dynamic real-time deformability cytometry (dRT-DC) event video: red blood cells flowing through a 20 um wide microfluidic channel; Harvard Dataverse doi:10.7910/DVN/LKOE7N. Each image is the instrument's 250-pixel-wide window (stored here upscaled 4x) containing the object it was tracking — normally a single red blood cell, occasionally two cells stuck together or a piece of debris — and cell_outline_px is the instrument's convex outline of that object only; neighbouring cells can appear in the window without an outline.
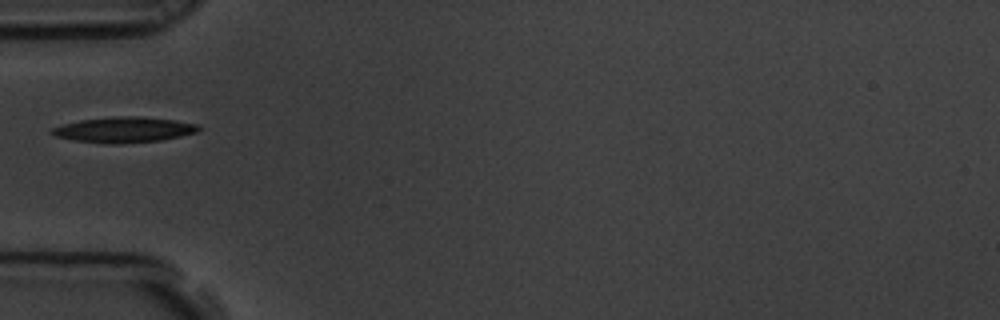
{"species": "common noctule bat (a hibernating species)", "species_latin": "Nyctalus noctula", "temperature_condition": "room temperature", "stored_images_in_passage": 1, "camera_frame_rate_fps": 3000, "um_per_image_px": 0.085, "animal": {"sex": "male", "body_mass_g": 19.5, "forearm_length_mm": 54.6}, "frame": {"image": 1, "passage_image": 1, "time_ms": 0.0, "image_size_px": [1000, 320], "cell_outline_px": [[200, 128], [196, 132], [180, 136], [160, 140], [120, 144], [104, 144], [76, 140], [56, 136], [48, 132], [52, 128], [64, 124], [80, 120], [116, 116], [140, 116], [176, 120], [200, 124]], "centroid_in_image_um": [10.55, 11.02], "position_along_channel_um": 74.5, "area_um2": 21.85}}